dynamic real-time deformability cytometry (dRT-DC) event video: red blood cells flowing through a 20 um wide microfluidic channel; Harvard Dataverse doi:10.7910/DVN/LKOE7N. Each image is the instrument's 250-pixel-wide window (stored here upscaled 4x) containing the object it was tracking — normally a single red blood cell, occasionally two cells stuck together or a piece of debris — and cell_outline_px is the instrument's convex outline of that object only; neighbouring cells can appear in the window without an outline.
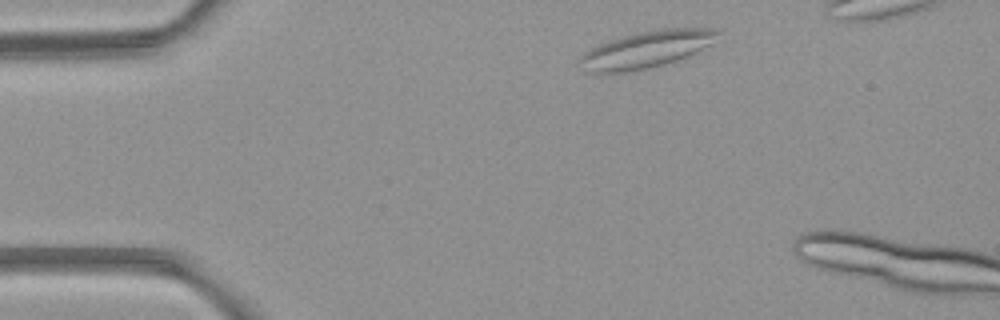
{"species": "common noctule bat (a hibernating species)", "species_latin": "Nyctalus noctula", "temperature_condition": "room temperature", "stored_images_in_passage": 2, "camera_frame_rate_fps": 3000, "um_per_image_px": 0.085, "animal": {"sex": "female", "body_mass_g": 21.9}, "frame": {"image": 1, "passage_image": 1, "time_ms": 0.0, "image_size_px": [1000, 320], "cell_outline_px": [[720, 32], [712, 44], [688, 56], [664, 64], [624, 72], [584, 72], [576, 60], [584, 52], [608, 40], [636, 32], [664, 28], [712, 28]], "centroid_in_image_um": [54.9, 4.19], "position_along_channel_um": 30.1, "area_um2": 29.54}}